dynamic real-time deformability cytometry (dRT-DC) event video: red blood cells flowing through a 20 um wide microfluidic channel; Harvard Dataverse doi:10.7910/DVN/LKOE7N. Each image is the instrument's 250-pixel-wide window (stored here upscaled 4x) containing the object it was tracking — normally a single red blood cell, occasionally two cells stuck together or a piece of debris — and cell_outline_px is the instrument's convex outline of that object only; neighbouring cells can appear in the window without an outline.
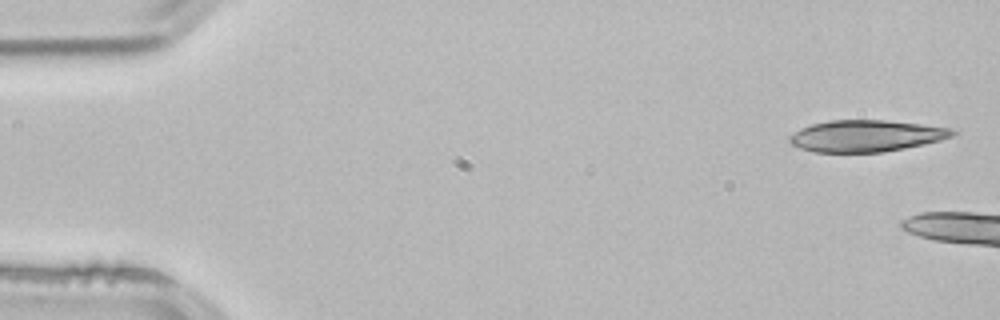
{"species": "common noctule bat (a hibernating species)", "species_latin": "Nyctalus noctula", "temperature_condition": "room temperature", "stored_images_in_passage": 6, "camera_frame_rate_fps": 3000, "um_per_image_px": 0.085, "animal": {"sex": "male", "body_mass_g": 21.5, "forearm_length_mm": 52.0}, "frame": {"image": 1, "passage_image": 1, "time_ms": 0.0, "image_size_px": [1000, 320], "cell_outline_px": [[960, 132], [952, 136], [940, 140], [924, 144], [884, 152], [812, 152], [800, 148], [792, 144], [788, 140], [788, 136], [800, 128], [812, 124], [828, 120], [884, 120], [920, 124], [952, 128]], "centroid_in_image_um": [73.61, 11.55], "position_along_channel_um": 11.4, "area_um2": 30.11}}